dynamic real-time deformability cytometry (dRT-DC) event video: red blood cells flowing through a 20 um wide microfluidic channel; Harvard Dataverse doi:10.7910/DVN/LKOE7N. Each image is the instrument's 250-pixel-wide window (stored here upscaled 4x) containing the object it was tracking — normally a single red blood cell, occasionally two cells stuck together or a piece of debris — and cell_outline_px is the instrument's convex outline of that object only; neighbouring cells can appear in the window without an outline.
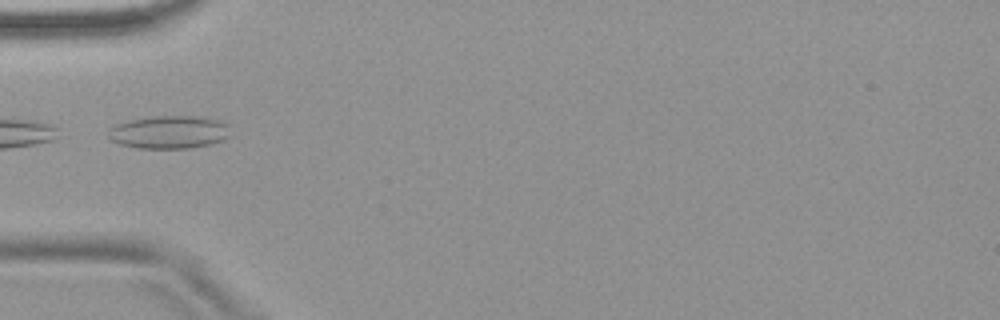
{"species": "common noctule bat (a hibernating species)", "species_latin": "Nyctalus noctula", "temperature_condition": "warm", "stored_images_in_passage": 5, "camera_frame_rate_fps": 3000, "um_per_image_px": 0.085, "animal": {"sex": "female", "body_mass_g": 18.4}, "frame": {"image": 1, "passage_image": 5, "time_ms": 4.667, "image_size_px": [1000, 320], "cell_outline_px": [[228, 136], [224, 140], [192, 148], [136, 148], [120, 144], [108, 140], [108, 128], [116, 124], [128, 120], [156, 116], [200, 116], [220, 120], [228, 124]], "centroid_in_image_um": [14.34, 11.23], "position_along_channel_um": 70.7, "area_um2": 23.64}}